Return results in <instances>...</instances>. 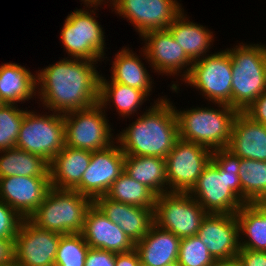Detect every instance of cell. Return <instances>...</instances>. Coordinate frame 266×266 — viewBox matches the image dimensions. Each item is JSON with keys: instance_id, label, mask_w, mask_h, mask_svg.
Segmentation results:
<instances>
[{"instance_id": "6da1fadb", "label": "cell", "mask_w": 266, "mask_h": 266, "mask_svg": "<svg viewBox=\"0 0 266 266\" xmlns=\"http://www.w3.org/2000/svg\"><path fill=\"white\" fill-rule=\"evenodd\" d=\"M67 58L36 72L39 101L46 109L61 114L90 108L99 99L98 62Z\"/></svg>"}, {"instance_id": "7a4b0ae2", "label": "cell", "mask_w": 266, "mask_h": 266, "mask_svg": "<svg viewBox=\"0 0 266 266\" xmlns=\"http://www.w3.org/2000/svg\"><path fill=\"white\" fill-rule=\"evenodd\" d=\"M159 98L115 137L125 155L165 159L179 139L174 106L165 96Z\"/></svg>"}, {"instance_id": "3957f363", "label": "cell", "mask_w": 266, "mask_h": 266, "mask_svg": "<svg viewBox=\"0 0 266 266\" xmlns=\"http://www.w3.org/2000/svg\"><path fill=\"white\" fill-rule=\"evenodd\" d=\"M240 162L227 148L213 151L212 160L188 192L207 213L236 214L245 204L238 175Z\"/></svg>"}, {"instance_id": "277c9868", "label": "cell", "mask_w": 266, "mask_h": 266, "mask_svg": "<svg viewBox=\"0 0 266 266\" xmlns=\"http://www.w3.org/2000/svg\"><path fill=\"white\" fill-rule=\"evenodd\" d=\"M217 105L221 109L201 106L177 110L174 107L179 138L202 145L211 151L227 148L238 111L226 104Z\"/></svg>"}, {"instance_id": "5b68a950", "label": "cell", "mask_w": 266, "mask_h": 266, "mask_svg": "<svg viewBox=\"0 0 266 266\" xmlns=\"http://www.w3.org/2000/svg\"><path fill=\"white\" fill-rule=\"evenodd\" d=\"M227 50L232 66V108L245 112L266 92V46L242 42Z\"/></svg>"}, {"instance_id": "8992f818", "label": "cell", "mask_w": 266, "mask_h": 266, "mask_svg": "<svg viewBox=\"0 0 266 266\" xmlns=\"http://www.w3.org/2000/svg\"><path fill=\"white\" fill-rule=\"evenodd\" d=\"M94 200L76 190L51 187L44 201L29 217L38 228L60 234L82 233Z\"/></svg>"}, {"instance_id": "52a82bcc", "label": "cell", "mask_w": 266, "mask_h": 266, "mask_svg": "<svg viewBox=\"0 0 266 266\" xmlns=\"http://www.w3.org/2000/svg\"><path fill=\"white\" fill-rule=\"evenodd\" d=\"M86 6L88 10L76 9L68 14L61 29L60 38L70 58L101 61L107 58L104 57L106 54L104 49L107 48H105L103 28L96 20V16H93L99 4H86ZM92 7L94 8L91 11Z\"/></svg>"}, {"instance_id": "ba28073f", "label": "cell", "mask_w": 266, "mask_h": 266, "mask_svg": "<svg viewBox=\"0 0 266 266\" xmlns=\"http://www.w3.org/2000/svg\"><path fill=\"white\" fill-rule=\"evenodd\" d=\"M65 146V123L61 113L40 115L27 110L18 134L16 146L38 155L49 163Z\"/></svg>"}, {"instance_id": "9c48e42d", "label": "cell", "mask_w": 266, "mask_h": 266, "mask_svg": "<svg viewBox=\"0 0 266 266\" xmlns=\"http://www.w3.org/2000/svg\"><path fill=\"white\" fill-rule=\"evenodd\" d=\"M183 82L200 90L214 105L221 103L232 107V66L228 50L207 53L194 61Z\"/></svg>"}, {"instance_id": "30bf717a", "label": "cell", "mask_w": 266, "mask_h": 266, "mask_svg": "<svg viewBox=\"0 0 266 266\" xmlns=\"http://www.w3.org/2000/svg\"><path fill=\"white\" fill-rule=\"evenodd\" d=\"M208 213L188 192H166L156 196L154 224L180 239L196 236Z\"/></svg>"}, {"instance_id": "8fae6325", "label": "cell", "mask_w": 266, "mask_h": 266, "mask_svg": "<svg viewBox=\"0 0 266 266\" xmlns=\"http://www.w3.org/2000/svg\"><path fill=\"white\" fill-rule=\"evenodd\" d=\"M105 115L99 104L63 114L65 145L91 152L109 147L116 138Z\"/></svg>"}, {"instance_id": "7c38bea8", "label": "cell", "mask_w": 266, "mask_h": 266, "mask_svg": "<svg viewBox=\"0 0 266 266\" xmlns=\"http://www.w3.org/2000/svg\"><path fill=\"white\" fill-rule=\"evenodd\" d=\"M212 153L202 145L179 138L165 158L169 192H189L212 160Z\"/></svg>"}, {"instance_id": "4fadbf2b", "label": "cell", "mask_w": 266, "mask_h": 266, "mask_svg": "<svg viewBox=\"0 0 266 266\" xmlns=\"http://www.w3.org/2000/svg\"><path fill=\"white\" fill-rule=\"evenodd\" d=\"M111 4L108 6L130 21L141 37L150 31L167 30L184 11L177 0H113Z\"/></svg>"}, {"instance_id": "5bb4252c", "label": "cell", "mask_w": 266, "mask_h": 266, "mask_svg": "<svg viewBox=\"0 0 266 266\" xmlns=\"http://www.w3.org/2000/svg\"><path fill=\"white\" fill-rule=\"evenodd\" d=\"M124 159L125 154L117 141L105 149L91 152L89 166L73 190L93 200L105 195L124 171Z\"/></svg>"}, {"instance_id": "9a60e30c", "label": "cell", "mask_w": 266, "mask_h": 266, "mask_svg": "<svg viewBox=\"0 0 266 266\" xmlns=\"http://www.w3.org/2000/svg\"><path fill=\"white\" fill-rule=\"evenodd\" d=\"M141 39L145 41V46L141 48V54H144L143 57L145 56L144 59L148 61V64L151 63L152 70L154 69L158 74L176 75V77L182 73V78H180L182 81L188 76L193 61L168 30L150 31Z\"/></svg>"}, {"instance_id": "2e32d148", "label": "cell", "mask_w": 266, "mask_h": 266, "mask_svg": "<svg viewBox=\"0 0 266 266\" xmlns=\"http://www.w3.org/2000/svg\"><path fill=\"white\" fill-rule=\"evenodd\" d=\"M61 235L23 219L15 238V261L19 266H52Z\"/></svg>"}, {"instance_id": "e0dca14e", "label": "cell", "mask_w": 266, "mask_h": 266, "mask_svg": "<svg viewBox=\"0 0 266 266\" xmlns=\"http://www.w3.org/2000/svg\"><path fill=\"white\" fill-rule=\"evenodd\" d=\"M50 188V177H3L0 178V200L11 206L23 219H29L42 204Z\"/></svg>"}, {"instance_id": "ac0fdd59", "label": "cell", "mask_w": 266, "mask_h": 266, "mask_svg": "<svg viewBox=\"0 0 266 266\" xmlns=\"http://www.w3.org/2000/svg\"><path fill=\"white\" fill-rule=\"evenodd\" d=\"M196 236L215 260L232 259L239 253V226L235 214L208 213Z\"/></svg>"}, {"instance_id": "d6986e66", "label": "cell", "mask_w": 266, "mask_h": 266, "mask_svg": "<svg viewBox=\"0 0 266 266\" xmlns=\"http://www.w3.org/2000/svg\"><path fill=\"white\" fill-rule=\"evenodd\" d=\"M82 235L93 249L126 253L135 249V243L93 203L89 208Z\"/></svg>"}, {"instance_id": "ffe728a7", "label": "cell", "mask_w": 266, "mask_h": 266, "mask_svg": "<svg viewBox=\"0 0 266 266\" xmlns=\"http://www.w3.org/2000/svg\"><path fill=\"white\" fill-rule=\"evenodd\" d=\"M94 204L134 242L140 241L154 223V208L132 206L98 196Z\"/></svg>"}, {"instance_id": "44dd1931", "label": "cell", "mask_w": 266, "mask_h": 266, "mask_svg": "<svg viewBox=\"0 0 266 266\" xmlns=\"http://www.w3.org/2000/svg\"><path fill=\"white\" fill-rule=\"evenodd\" d=\"M227 149L240 159L266 161V125L238 112Z\"/></svg>"}, {"instance_id": "7402d4cb", "label": "cell", "mask_w": 266, "mask_h": 266, "mask_svg": "<svg viewBox=\"0 0 266 266\" xmlns=\"http://www.w3.org/2000/svg\"><path fill=\"white\" fill-rule=\"evenodd\" d=\"M180 238L152 224L146 235L135 243L140 263L149 266H176Z\"/></svg>"}, {"instance_id": "603a6c76", "label": "cell", "mask_w": 266, "mask_h": 266, "mask_svg": "<svg viewBox=\"0 0 266 266\" xmlns=\"http://www.w3.org/2000/svg\"><path fill=\"white\" fill-rule=\"evenodd\" d=\"M91 161V151L64 146L49 163L51 187L73 190Z\"/></svg>"}, {"instance_id": "cb8c5ba5", "label": "cell", "mask_w": 266, "mask_h": 266, "mask_svg": "<svg viewBox=\"0 0 266 266\" xmlns=\"http://www.w3.org/2000/svg\"><path fill=\"white\" fill-rule=\"evenodd\" d=\"M36 74L16 63L0 66V99L5 104L25 103L37 94Z\"/></svg>"}, {"instance_id": "d4e9b609", "label": "cell", "mask_w": 266, "mask_h": 266, "mask_svg": "<svg viewBox=\"0 0 266 266\" xmlns=\"http://www.w3.org/2000/svg\"><path fill=\"white\" fill-rule=\"evenodd\" d=\"M186 16L183 11L167 30L194 62L206 56L214 37L213 32L203 25L191 22Z\"/></svg>"}, {"instance_id": "484cf974", "label": "cell", "mask_w": 266, "mask_h": 266, "mask_svg": "<svg viewBox=\"0 0 266 266\" xmlns=\"http://www.w3.org/2000/svg\"><path fill=\"white\" fill-rule=\"evenodd\" d=\"M235 215L240 249L266 251V202L245 203Z\"/></svg>"}, {"instance_id": "4316f807", "label": "cell", "mask_w": 266, "mask_h": 266, "mask_svg": "<svg viewBox=\"0 0 266 266\" xmlns=\"http://www.w3.org/2000/svg\"><path fill=\"white\" fill-rule=\"evenodd\" d=\"M124 171L131 178L145 184L156 195L169 192L166 160L163 158L125 155Z\"/></svg>"}, {"instance_id": "83f0119b", "label": "cell", "mask_w": 266, "mask_h": 266, "mask_svg": "<svg viewBox=\"0 0 266 266\" xmlns=\"http://www.w3.org/2000/svg\"><path fill=\"white\" fill-rule=\"evenodd\" d=\"M108 80L100 75L98 104L105 110L107 105L111 106L110 102L113 103L117 114L124 118L132 114L134 116L135 112L137 114L148 95L144 91Z\"/></svg>"}, {"instance_id": "f1b7e54d", "label": "cell", "mask_w": 266, "mask_h": 266, "mask_svg": "<svg viewBox=\"0 0 266 266\" xmlns=\"http://www.w3.org/2000/svg\"><path fill=\"white\" fill-rule=\"evenodd\" d=\"M126 48L122 47L121 51L115 54L111 66V80L144 91L148 96L151 95L150 92L154 86L151 75L137 54Z\"/></svg>"}, {"instance_id": "f546056e", "label": "cell", "mask_w": 266, "mask_h": 266, "mask_svg": "<svg viewBox=\"0 0 266 266\" xmlns=\"http://www.w3.org/2000/svg\"><path fill=\"white\" fill-rule=\"evenodd\" d=\"M49 162L17 147L0 151V178L8 176L50 177Z\"/></svg>"}, {"instance_id": "4dcf8cb0", "label": "cell", "mask_w": 266, "mask_h": 266, "mask_svg": "<svg viewBox=\"0 0 266 266\" xmlns=\"http://www.w3.org/2000/svg\"><path fill=\"white\" fill-rule=\"evenodd\" d=\"M105 196L113 201L132 206L154 208L157 195L145 184L136 181L123 171Z\"/></svg>"}, {"instance_id": "1f68e13d", "label": "cell", "mask_w": 266, "mask_h": 266, "mask_svg": "<svg viewBox=\"0 0 266 266\" xmlns=\"http://www.w3.org/2000/svg\"><path fill=\"white\" fill-rule=\"evenodd\" d=\"M239 179L244 203L266 202V161L241 159Z\"/></svg>"}, {"instance_id": "d6a6232c", "label": "cell", "mask_w": 266, "mask_h": 266, "mask_svg": "<svg viewBox=\"0 0 266 266\" xmlns=\"http://www.w3.org/2000/svg\"><path fill=\"white\" fill-rule=\"evenodd\" d=\"M89 248L82 233L63 234L54 263L59 266H84Z\"/></svg>"}, {"instance_id": "836d02e7", "label": "cell", "mask_w": 266, "mask_h": 266, "mask_svg": "<svg viewBox=\"0 0 266 266\" xmlns=\"http://www.w3.org/2000/svg\"><path fill=\"white\" fill-rule=\"evenodd\" d=\"M17 104L0 106V151L14 148L25 112Z\"/></svg>"}, {"instance_id": "e575fe53", "label": "cell", "mask_w": 266, "mask_h": 266, "mask_svg": "<svg viewBox=\"0 0 266 266\" xmlns=\"http://www.w3.org/2000/svg\"><path fill=\"white\" fill-rule=\"evenodd\" d=\"M215 259L198 236L182 238L176 266H211Z\"/></svg>"}, {"instance_id": "d590c367", "label": "cell", "mask_w": 266, "mask_h": 266, "mask_svg": "<svg viewBox=\"0 0 266 266\" xmlns=\"http://www.w3.org/2000/svg\"><path fill=\"white\" fill-rule=\"evenodd\" d=\"M22 221L11 206L0 200V238L15 239Z\"/></svg>"}, {"instance_id": "8d00e7d4", "label": "cell", "mask_w": 266, "mask_h": 266, "mask_svg": "<svg viewBox=\"0 0 266 266\" xmlns=\"http://www.w3.org/2000/svg\"><path fill=\"white\" fill-rule=\"evenodd\" d=\"M115 263V252L89 248L84 266H115Z\"/></svg>"}, {"instance_id": "74e56055", "label": "cell", "mask_w": 266, "mask_h": 266, "mask_svg": "<svg viewBox=\"0 0 266 266\" xmlns=\"http://www.w3.org/2000/svg\"><path fill=\"white\" fill-rule=\"evenodd\" d=\"M237 258L242 266H266V251L240 249Z\"/></svg>"}, {"instance_id": "f35d334b", "label": "cell", "mask_w": 266, "mask_h": 266, "mask_svg": "<svg viewBox=\"0 0 266 266\" xmlns=\"http://www.w3.org/2000/svg\"><path fill=\"white\" fill-rule=\"evenodd\" d=\"M254 121L266 125V92H263L245 111Z\"/></svg>"}, {"instance_id": "ab89813d", "label": "cell", "mask_w": 266, "mask_h": 266, "mask_svg": "<svg viewBox=\"0 0 266 266\" xmlns=\"http://www.w3.org/2000/svg\"><path fill=\"white\" fill-rule=\"evenodd\" d=\"M15 261V239L0 238V265Z\"/></svg>"}, {"instance_id": "60d3db41", "label": "cell", "mask_w": 266, "mask_h": 266, "mask_svg": "<svg viewBox=\"0 0 266 266\" xmlns=\"http://www.w3.org/2000/svg\"><path fill=\"white\" fill-rule=\"evenodd\" d=\"M139 265H140V258L135 249L126 253H116L115 266H139Z\"/></svg>"}, {"instance_id": "b9f144b4", "label": "cell", "mask_w": 266, "mask_h": 266, "mask_svg": "<svg viewBox=\"0 0 266 266\" xmlns=\"http://www.w3.org/2000/svg\"><path fill=\"white\" fill-rule=\"evenodd\" d=\"M211 266H242L237 257L232 259L215 260Z\"/></svg>"}, {"instance_id": "7bdbcfd3", "label": "cell", "mask_w": 266, "mask_h": 266, "mask_svg": "<svg viewBox=\"0 0 266 266\" xmlns=\"http://www.w3.org/2000/svg\"><path fill=\"white\" fill-rule=\"evenodd\" d=\"M84 2L85 4L84 5H86V4H99V5H104V4H106V3H109V4H111L112 3V1L113 0H107L108 2H106V0H81V2ZM103 2H105V3H103Z\"/></svg>"}, {"instance_id": "ee69618b", "label": "cell", "mask_w": 266, "mask_h": 266, "mask_svg": "<svg viewBox=\"0 0 266 266\" xmlns=\"http://www.w3.org/2000/svg\"><path fill=\"white\" fill-rule=\"evenodd\" d=\"M0 266H19V264L16 261H12L11 263L1 264Z\"/></svg>"}, {"instance_id": "f6af8a7d", "label": "cell", "mask_w": 266, "mask_h": 266, "mask_svg": "<svg viewBox=\"0 0 266 266\" xmlns=\"http://www.w3.org/2000/svg\"><path fill=\"white\" fill-rule=\"evenodd\" d=\"M139 266H149V265H146V264L140 263Z\"/></svg>"}, {"instance_id": "bcb514c9", "label": "cell", "mask_w": 266, "mask_h": 266, "mask_svg": "<svg viewBox=\"0 0 266 266\" xmlns=\"http://www.w3.org/2000/svg\"><path fill=\"white\" fill-rule=\"evenodd\" d=\"M4 103L2 102V100L0 99V106H2Z\"/></svg>"}]
</instances>
